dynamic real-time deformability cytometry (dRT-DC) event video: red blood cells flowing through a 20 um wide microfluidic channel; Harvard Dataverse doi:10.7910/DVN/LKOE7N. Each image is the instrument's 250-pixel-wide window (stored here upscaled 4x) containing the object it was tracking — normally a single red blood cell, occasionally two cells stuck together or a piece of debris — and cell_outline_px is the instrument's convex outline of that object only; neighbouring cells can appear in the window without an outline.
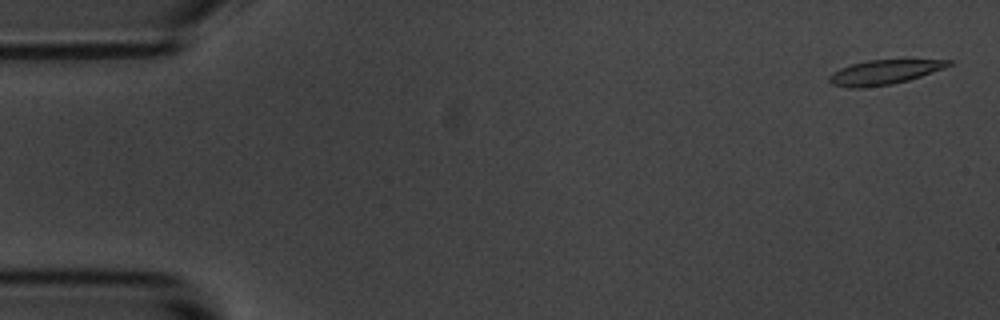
{"species": "common noctule bat (a hibernating species)", "species_latin": "Nyctalus noctula", "temperature_condition": "room temperature", "stored_images_in_passage": 17, "camera_frame_rate_fps": 3000, "um_per_image_px": 0.085, "animal": {"sex": "male", "body_mass_g": 20.1, "forearm_length_mm": 53.5}, "frame": {"image": 1, "passage_image": 2, "time_ms": 0.333, "image_size_px": [1000, 320], "cell_outline_px": [[952, 64], [944, 68], [908, 80], [892, 84], [864, 88], [848, 88], [832, 84], [828, 80], [828, 76], [840, 68], [852, 64], [868, 60], [952, 60]], "centroid_in_image_um": [75.11, 6.15], "position_along_channel_um": 9.9, "area_um2": 16.88}}
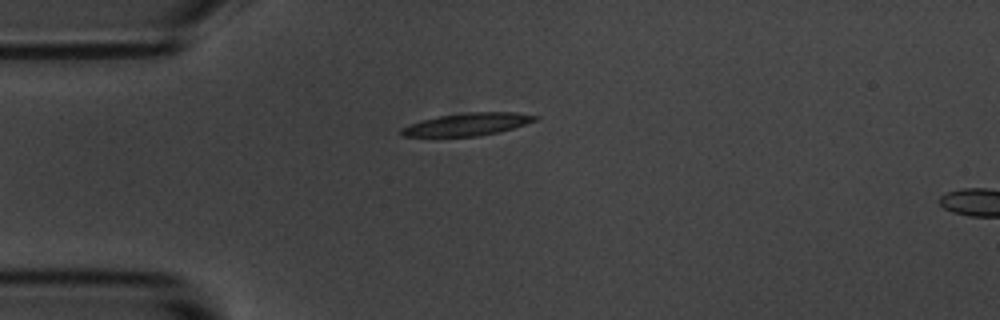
{"frame": {"image": 2, "passage_image": 14, "time_ms": 4.333, "image_size_px": [1000, 320], "cell_outline_px": [[540, 116], [536, 120], [500, 132], [480, 136], [404, 136], [400, 132], [400, 128], [420, 120], [436, 116], [464, 112], [516, 112]], "centroid_in_image_um": [39.72, 10.55], "position_along_channel_um": 45.3, "area_um2": 17.63}}